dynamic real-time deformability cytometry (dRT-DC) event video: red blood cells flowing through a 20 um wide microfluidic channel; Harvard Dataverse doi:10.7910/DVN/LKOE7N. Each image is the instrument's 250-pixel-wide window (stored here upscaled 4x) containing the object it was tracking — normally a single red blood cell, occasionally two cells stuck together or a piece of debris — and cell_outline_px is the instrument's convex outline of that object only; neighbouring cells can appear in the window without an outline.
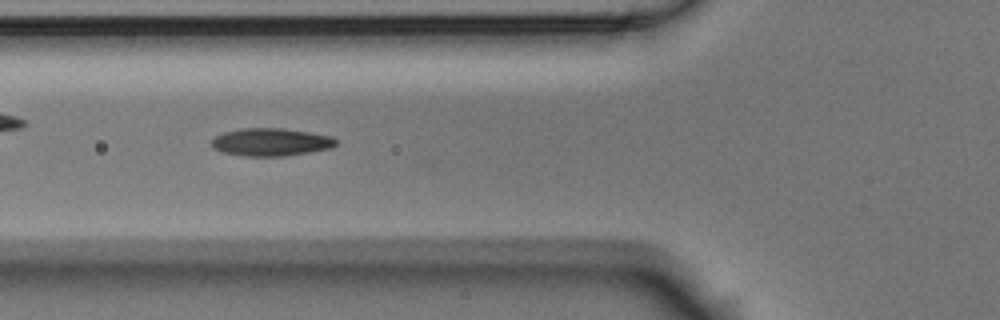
{"species": "Egyptian fruit bat (a non-hibernating species)", "species_latin": "Rousettus aegyptiacus", "temperature_condition": "room temperature", "stored_images_in_passage": 51, "camera_frame_rate_fps": 3000, "um_per_image_px": 0.085, "animal": {"sex": "male"}, "frame": {"image": 1, "passage_image": 20, "time_ms": 6.333, "image_size_px": [1000, 320], "cell_outline_px": [[336, 144], [332, 148], [284, 156], [244, 156], [224, 152], [212, 148], [212, 140], [216, 136], [224, 132], [240, 128], [284, 128], [332, 136], [336, 140]], "centroid_in_image_um": [23.02, 12.07], "position_along_channel_um": 102.8, "area_um2": 20.06}}
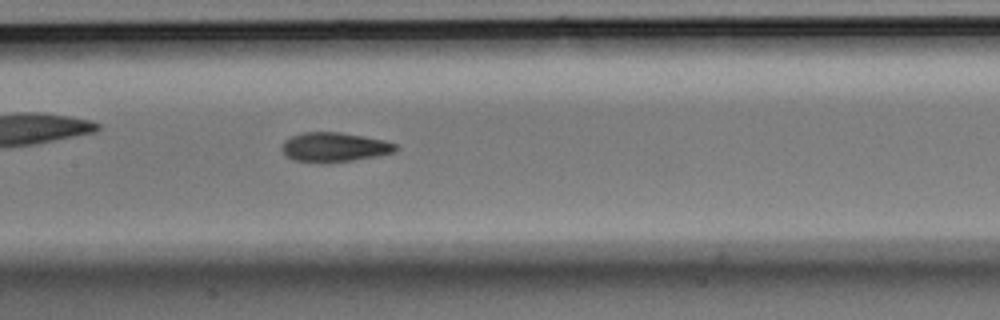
{"frame": {"image": 2, "passage_image": 26, "time_ms": 8.333, "image_size_px": [1000, 320], "cell_outline_px": [[400, 148], [396, 152], [376, 156], [328, 164], [320, 164], [292, 160], [284, 156], [280, 148], [284, 140], [292, 136], [304, 132], [340, 132], [364, 136], [384, 140], [396, 144]], "centroid_in_image_um": [28.38, 12.53], "position_along_channel_um": 179.0, "area_um2": 20.06}}
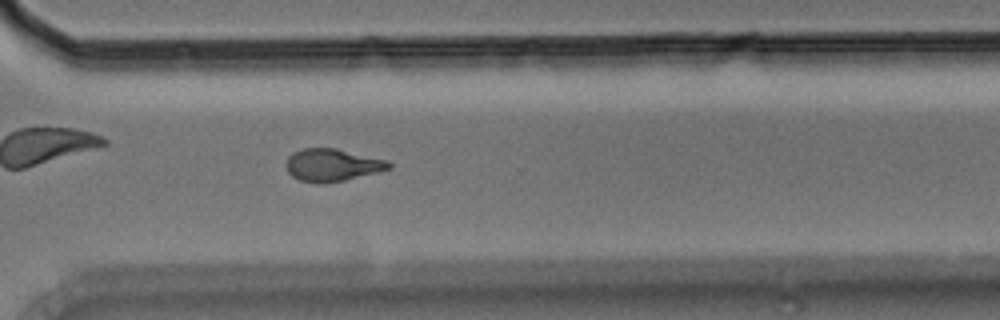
{"frame": {"image": 3, "passage_image": 39, "time_ms": 12.667, "image_size_px": [1000, 320], "cell_outline_px": [[392, 168], [380, 172], [344, 180], [324, 184], [316, 184], [300, 180], [292, 176], [288, 172], [284, 164], [288, 156], [292, 152], [304, 148], [336, 148], [388, 160], [392, 164]], "centroid_in_image_um": [28.24, 14.03], "position_along_channel_um": 342.4, "area_um2": 19.83}, "authors_computed_cell_mechanics": {"area_um2": 19.1896, "velocity_mm_per_s": 3.7761, "shape_relaxation_time_tau1_ms": 4.1054, "shape_relaxation_time_tau2_ms": 2.6458, "deformation_change_tau1": 0.164, "deformation_change_tau2": 0.089}}